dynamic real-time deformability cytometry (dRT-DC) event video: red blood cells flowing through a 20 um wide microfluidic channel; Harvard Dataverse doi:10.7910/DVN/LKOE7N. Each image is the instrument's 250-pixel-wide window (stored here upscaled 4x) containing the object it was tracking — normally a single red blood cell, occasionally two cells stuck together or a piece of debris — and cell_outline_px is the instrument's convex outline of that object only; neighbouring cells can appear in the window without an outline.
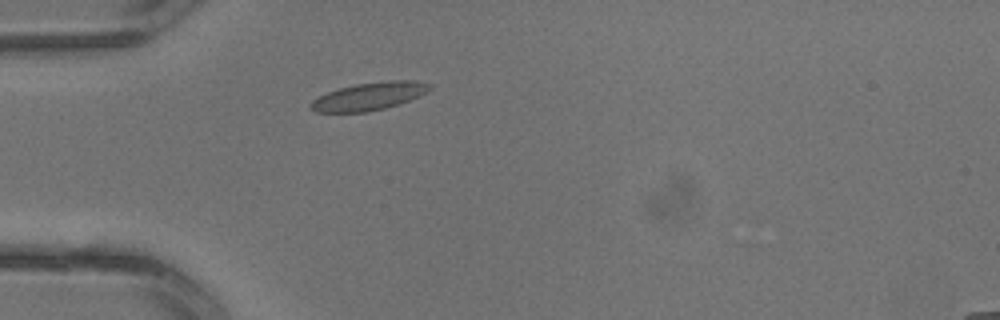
{"species": "common noctule bat (a hibernating species)", "species_latin": "Nyctalus noctula", "temperature_condition": "warm", "stored_images_in_passage": 2, "camera_frame_rate_fps": 3000, "um_per_image_px": 0.085, "animal": {"sex": "male", "body_mass_g": 13.3}, "frame": {"image": 1, "passage_image": 2, "time_ms": 0.333, "image_size_px": [1000, 320], "cell_outline_px": [[432, 88], [420, 96], [384, 108], [368, 112], [316, 112], [308, 104], [312, 100], [328, 92], [340, 88], [356, 84], [388, 80], [408, 80], [432, 84]], "centroid_in_image_um": [31.38, 8.18], "position_along_channel_um": 53.6, "area_um2": 19.02}}